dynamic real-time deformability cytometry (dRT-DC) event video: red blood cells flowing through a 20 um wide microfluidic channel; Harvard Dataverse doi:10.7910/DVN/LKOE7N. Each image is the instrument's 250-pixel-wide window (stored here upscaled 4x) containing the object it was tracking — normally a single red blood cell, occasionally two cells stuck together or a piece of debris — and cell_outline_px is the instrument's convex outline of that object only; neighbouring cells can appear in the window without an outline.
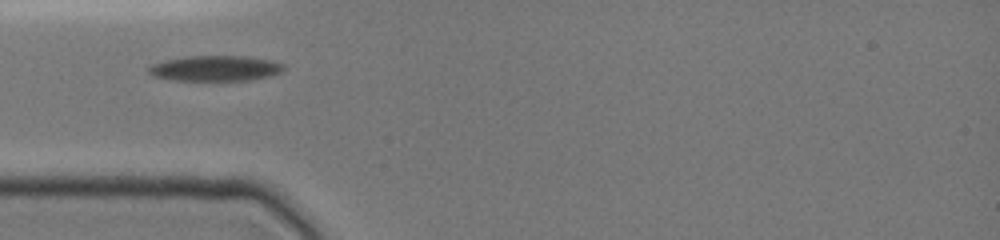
{"species": "common noctule bat (a hibernating species)", "species_latin": "Nyctalus noctula", "temperature_condition": "cold", "stored_images_in_passage": 19, "camera_frame_rate_fps": 3000, "um_per_image_px": 0.085, "animal": {"sex": "female", "body_mass_g": 19.0, "forearm_length_mm": 51.5}, "frame": {"image": 1, "passage_image": 1, "time_ms": 0.0, "image_size_px": [1000, 240], "cell_outline_px": [[284, 68], [280, 72], [268, 76], [248, 80], [172, 80], [152, 76], [148, 72], [148, 68], [152, 64], [164, 60], [184, 56], [248, 56], [272, 60], [284, 64]], "centroid_in_image_um": [18.27, 5.8], "position_along_channel_um": 66.7, "area_um2": 20.06}}
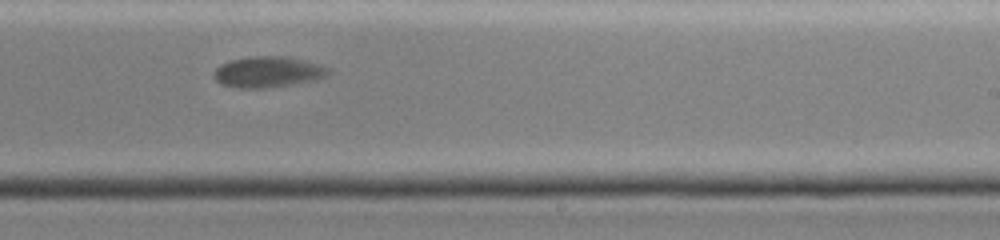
{"frame": {"image": 2, "passage_image": 11, "time_ms": 5.333, "image_size_px": [1000, 240], "cell_outline_px": [[332, 72], [328, 76], [316, 80], [272, 88], [236, 88], [220, 84], [212, 76], [212, 72], [220, 64], [228, 60], [256, 56], [288, 56], [320, 64], [332, 68]], "centroid_in_image_um": [22.8, 6.12], "position_along_channel_um": 266.2, "area_um2": 21.27}}
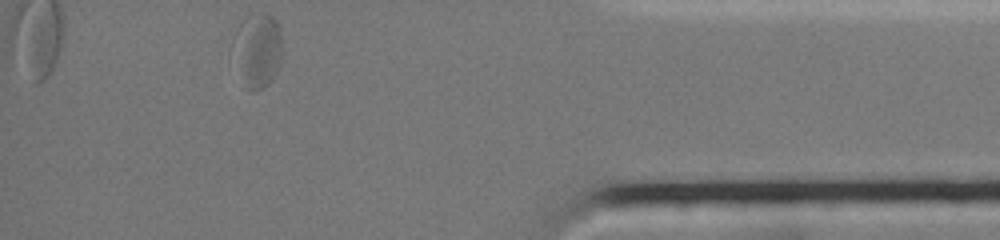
{"frame": {"image": 3, "passage_image": 19, "time_ms": 10.0, "image_size_px": [1000, 240], "cell_outline_px": [[280, 64], [272, 80], [268, 84], [260, 88], [248, 92], [228, 64], [228, 48], [232, 36], [236, 28], [248, 16], [260, 12], [268, 12], [276, 20], [280, 28]], "centroid_in_image_um": [21.72, 4.31], "position_along_channel_um": 413.5, "area_um2": 23.0}, "authors_computed_cell_mechanics": {"area_um2": 21.1548, "velocity_mm_per_s": 3.748, "shape_relaxation_time_tau1_ms": 9.1593, "shape_relaxation_time_tau2_ms": null, "deformation_change_tau1": 0.1666, "deformation_change_tau2": null}}